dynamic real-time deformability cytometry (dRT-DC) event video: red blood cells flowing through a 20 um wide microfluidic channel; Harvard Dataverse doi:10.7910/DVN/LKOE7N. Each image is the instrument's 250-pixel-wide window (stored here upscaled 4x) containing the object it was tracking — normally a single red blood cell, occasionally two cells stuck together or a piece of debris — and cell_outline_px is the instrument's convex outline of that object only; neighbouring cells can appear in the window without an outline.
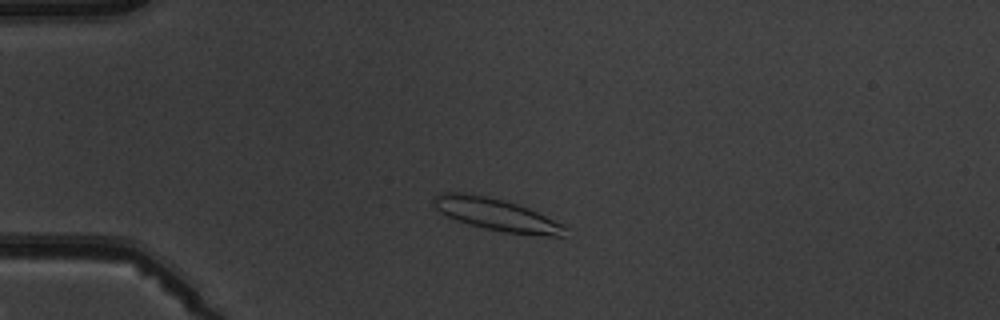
{"species": "common noctule bat (a hibernating species)", "species_latin": "Nyctalus noctula", "temperature_condition": "warm", "stored_images_in_passage": 5, "camera_frame_rate_fps": 3000, "um_per_image_px": 0.085, "animal": {"sex": "male", "body_mass_g": 19.5, "forearm_length_mm": 54.6}, "frame": {"image": 1, "passage_image": 3, "time_ms": 2.333, "image_size_px": [1000, 320], "cell_outline_px": [[568, 228], [564, 236], [548, 236], [504, 232], [484, 228], [468, 224], [456, 220], [440, 212], [432, 204], [432, 200], [440, 192], [464, 192], [504, 200], [528, 208], [564, 224]], "centroid_in_image_um": [42.2, 18.24], "position_along_channel_um": 42.8, "area_um2": 24.62}}
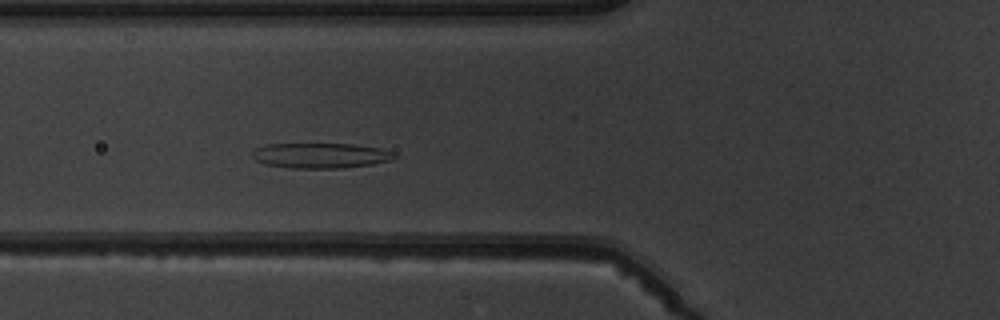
{"frame": {"image": 2, "passage_image": 5, "time_ms": 4.667, "image_size_px": [1000, 320], "cell_outline_px": [[400, 156], [388, 160], [372, 164], [344, 168], [288, 168], [264, 164], [256, 160], [252, 156], [252, 152], [256, 148], [268, 144], [352, 144], [380, 148], [392, 152]], "centroid_in_image_um": [27.24, 13.22], "position_along_channel_um": 98.6, "area_um2": 20.87}}